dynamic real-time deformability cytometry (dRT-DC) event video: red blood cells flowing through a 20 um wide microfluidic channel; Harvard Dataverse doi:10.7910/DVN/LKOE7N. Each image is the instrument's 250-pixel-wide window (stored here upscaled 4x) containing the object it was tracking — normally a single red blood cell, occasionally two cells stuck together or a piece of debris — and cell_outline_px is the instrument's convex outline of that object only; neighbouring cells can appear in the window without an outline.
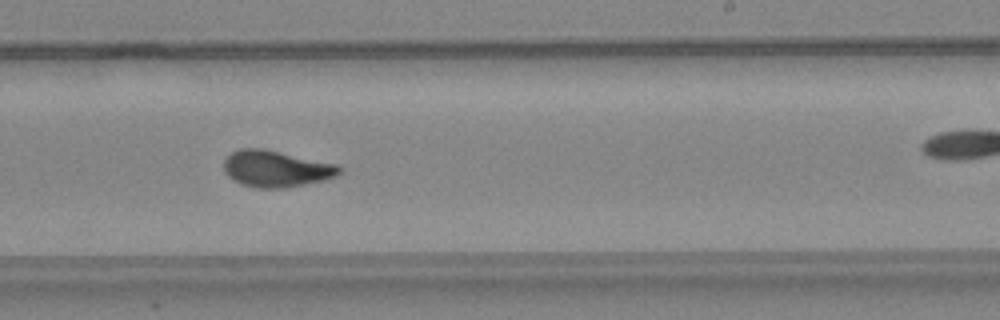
{"species": "common noctule bat (a hibernating species)", "species_latin": "Nyctalus noctula", "temperature_condition": "warm", "stored_images_in_passage": 36, "camera_frame_rate_fps": 3000, "um_per_image_px": 0.085, "animal": {"sex": "female", "body_mass_g": 24.6, "forearm_length_mm": 56.2}, "frame": {"image": 1, "passage_image": 26, "time_ms": 8.333, "image_size_px": [1000, 320], "cell_outline_px": [[344, 168], [336, 176], [324, 180], [284, 188], [256, 188], [240, 184], [232, 180], [224, 172], [224, 160], [232, 152], [240, 148], [264, 148], [336, 164]], "centroid_in_image_um": [23.45, 14.34], "position_along_channel_um": 265.6, "area_um2": 24.68}}